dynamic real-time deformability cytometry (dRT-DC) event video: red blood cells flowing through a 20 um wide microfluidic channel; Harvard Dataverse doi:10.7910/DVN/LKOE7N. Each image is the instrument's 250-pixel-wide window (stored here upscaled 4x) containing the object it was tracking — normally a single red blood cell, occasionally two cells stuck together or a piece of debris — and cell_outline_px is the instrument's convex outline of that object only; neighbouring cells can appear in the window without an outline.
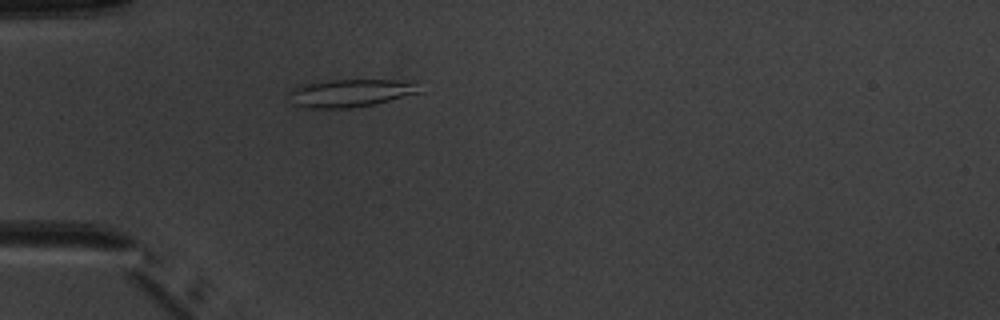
{"species": "common noctule bat (a hibernating species)", "species_latin": "Nyctalus noctula", "temperature_condition": "warm", "stored_images_in_passage": 3, "camera_frame_rate_fps": 3000, "um_per_image_px": 0.085, "animal": {"sex": "male", "body_mass_g": 20.1, "forearm_length_mm": 53.5}, "frame": {"image": 1, "passage_image": 3, "time_ms": 2.667, "image_size_px": [1000, 320], "cell_outline_px": [[424, 92], [376, 104], [348, 108], [304, 108], [292, 104], [284, 92], [300, 84], [332, 80], [416, 80]], "centroid_in_image_um": [29.79, 7.9], "position_along_channel_um": 55.2, "area_um2": 21.96}}